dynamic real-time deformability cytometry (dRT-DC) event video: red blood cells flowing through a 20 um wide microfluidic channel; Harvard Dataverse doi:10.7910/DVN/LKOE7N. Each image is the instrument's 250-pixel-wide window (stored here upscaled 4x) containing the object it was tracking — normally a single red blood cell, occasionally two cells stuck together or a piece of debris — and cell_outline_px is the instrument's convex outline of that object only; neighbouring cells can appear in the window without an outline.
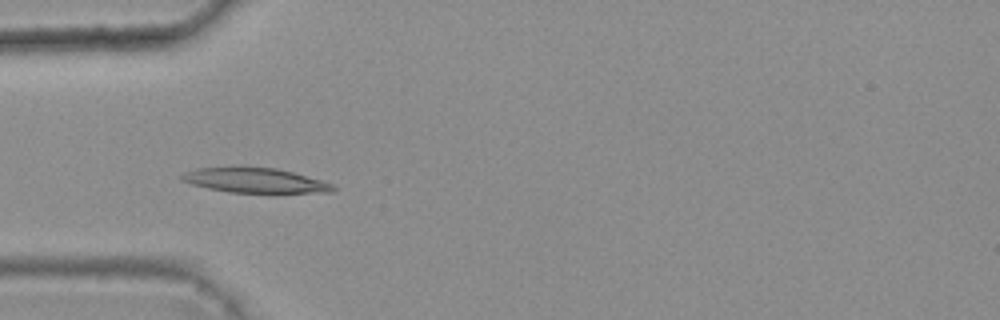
{"species": "common noctule bat (a hibernating species)", "species_latin": "Nyctalus noctula", "temperature_condition": "warm", "stored_images_in_passage": 6, "camera_frame_rate_fps": 3000, "um_per_image_px": 0.085, "animal": {"sex": "female", "body_mass_g": 25.1}, "frame": {"image": 1, "passage_image": 5, "time_ms": 1.333, "image_size_px": [1000, 320], "cell_outline_px": [[336, 188], [332, 192], [276, 196], [228, 192], [208, 188], [192, 184], [180, 180], [176, 176], [184, 172], [196, 168], [240, 164], [276, 168], [292, 172], [320, 180], [332, 184]], "centroid_in_image_um": [21.66, 15.35], "position_along_channel_um": 63.3, "area_um2": 23.99}}
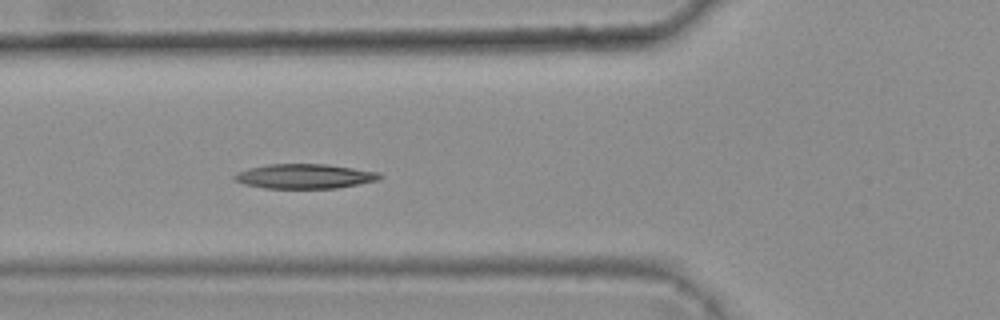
{"frame": {"image": 2, "passage_image": 6, "time_ms": 1.667, "image_size_px": [1000, 320], "cell_outline_px": [[384, 176], [380, 180], [336, 188], [264, 188], [244, 184], [232, 180], [232, 176], [236, 172], [248, 168], [268, 164], [328, 164], [380, 172]], "centroid_in_image_um": [25.89, 14.98], "position_along_channel_um": 99.9, "area_um2": 21.1}}